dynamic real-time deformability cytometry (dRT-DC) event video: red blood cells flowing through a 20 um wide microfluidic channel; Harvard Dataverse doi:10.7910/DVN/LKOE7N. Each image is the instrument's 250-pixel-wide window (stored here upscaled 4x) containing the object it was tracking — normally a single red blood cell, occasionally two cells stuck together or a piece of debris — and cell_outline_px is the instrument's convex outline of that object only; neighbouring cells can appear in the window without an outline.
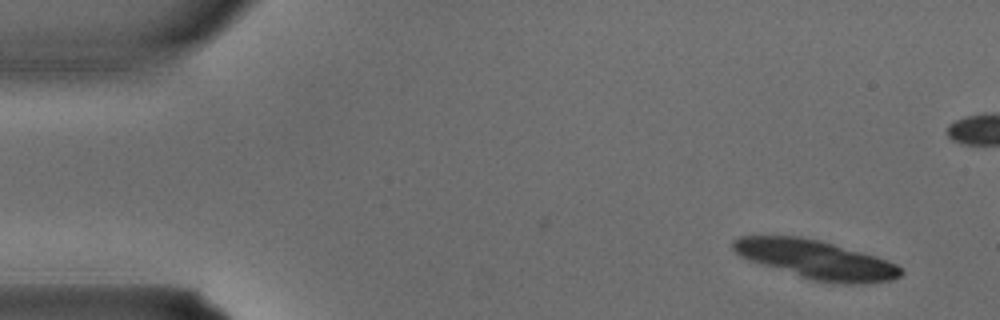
{"species": "common noctule bat (a hibernating species)", "species_latin": "Nyctalus noctula", "temperature_condition": "warm", "stored_images_in_passage": 4, "camera_frame_rate_fps": 3000, "um_per_image_px": 0.085, "animal": {"sex": "male", "body_mass_g": 15.6}, "frame": {"image": 1, "passage_image": 1, "time_ms": 0.0, "image_size_px": [1000, 320], "cell_outline_px": [[904, 272], [900, 276], [892, 280], [856, 284], [848, 284], [816, 280], [748, 260], [740, 256], [732, 248], [732, 240], [740, 236], [800, 236], [820, 240], [876, 256], [888, 260], [904, 268]], "centroid_in_image_um": [69.39, 22.04], "position_along_channel_um": 15.6, "area_um2": 37.4}}